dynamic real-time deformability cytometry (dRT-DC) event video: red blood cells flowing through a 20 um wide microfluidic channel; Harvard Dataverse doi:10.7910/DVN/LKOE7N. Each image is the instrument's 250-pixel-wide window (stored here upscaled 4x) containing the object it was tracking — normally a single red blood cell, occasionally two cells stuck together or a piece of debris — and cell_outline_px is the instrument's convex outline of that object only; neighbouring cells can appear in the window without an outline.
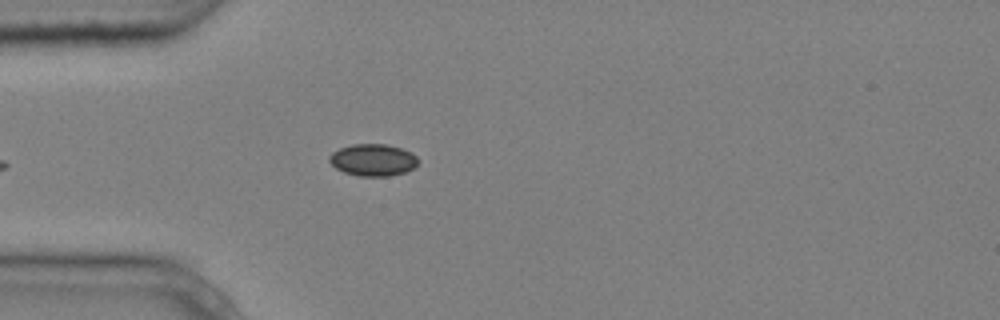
{"species": "common noctule bat (a hibernating species)", "species_latin": "Nyctalus noctula", "temperature_condition": "cold", "stored_images_in_passage": 4, "camera_frame_rate_fps": 3000, "um_per_image_px": 0.085, "animal": {"sex": "male", "body_mass_g": 20.4}, "frame": {"image": 1, "passage_image": 4, "time_ms": 1.0, "image_size_px": [1000, 320], "cell_outline_px": [[420, 160], [412, 168], [404, 172], [388, 176], [360, 176], [344, 172], [336, 168], [328, 160], [328, 156], [332, 152], [340, 148], [352, 144], [388, 144], [412, 152]], "centroid_in_image_um": [31.69, 13.58], "position_along_channel_um": 53.3, "area_um2": 16.53}}